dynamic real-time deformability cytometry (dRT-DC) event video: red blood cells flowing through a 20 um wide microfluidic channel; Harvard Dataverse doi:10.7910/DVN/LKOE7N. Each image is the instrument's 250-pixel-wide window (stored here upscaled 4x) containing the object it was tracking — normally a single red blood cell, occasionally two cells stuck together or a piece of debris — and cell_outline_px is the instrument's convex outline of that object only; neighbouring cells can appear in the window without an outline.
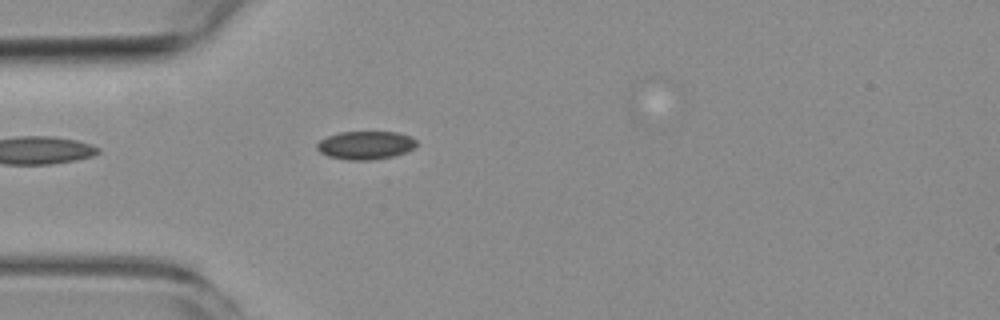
{"species": "common noctule bat (a hibernating species)", "species_latin": "Nyctalus noctula", "temperature_condition": "room temperature", "stored_images_in_passage": 3, "camera_frame_rate_fps": 3000, "um_per_image_px": 0.085, "animal": {"sex": "female", "body_mass_g": 19.3, "forearm_length_mm": 54.1}, "frame": {"image": 1, "passage_image": 3, "time_ms": 3.333, "image_size_px": [1000, 320], "cell_outline_px": [[416, 148], [392, 156], [372, 160], [348, 160], [328, 156], [320, 152], [316, 148], [316, 144], [320, 140], [328, 136], [340, 132], [400, 132], [412, 136], [416, 140]], "centroid_in_image_um": [31.09, 12.34], "position_along_channel_um": 53.9, "area_um2": 16.47}}